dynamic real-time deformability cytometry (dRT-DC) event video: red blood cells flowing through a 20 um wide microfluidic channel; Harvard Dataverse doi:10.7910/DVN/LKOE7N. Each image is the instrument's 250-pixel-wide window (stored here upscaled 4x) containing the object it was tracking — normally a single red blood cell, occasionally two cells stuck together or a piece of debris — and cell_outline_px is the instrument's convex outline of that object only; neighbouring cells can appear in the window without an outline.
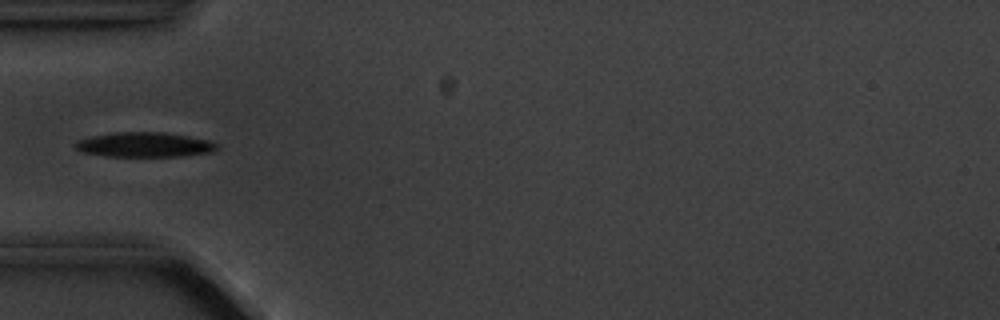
{"species": "common noctule bat (a hibernating species)", "species_latin": "Nyctalus noctula", "temperature_condition": "cold", "stored_images_in_passage": 7, "camera_frame_rate_fps": 3000, "um_per_image_px": 0.085, "animal": {"sex": "male", "body_mass_g": 20.1, "forearm_length_mm": 53.5}, "frame": {"image": 1, "passage_image": 4, "time_ms": 3.667, "image_size_px": [1000, 320], "cell_outline_px": [[220, 148], [212, 152], [184, 156], [104, 156], [84, 152], [76, 148], [72, 144], [76, 140], [92, 136], [116, 132], [164, 132], [212, 140], [220, 144]], "centroid_in_image_um": [12.34, 12.29], "position_along_channel_um": 72.7, "area_um2": 20.69}}